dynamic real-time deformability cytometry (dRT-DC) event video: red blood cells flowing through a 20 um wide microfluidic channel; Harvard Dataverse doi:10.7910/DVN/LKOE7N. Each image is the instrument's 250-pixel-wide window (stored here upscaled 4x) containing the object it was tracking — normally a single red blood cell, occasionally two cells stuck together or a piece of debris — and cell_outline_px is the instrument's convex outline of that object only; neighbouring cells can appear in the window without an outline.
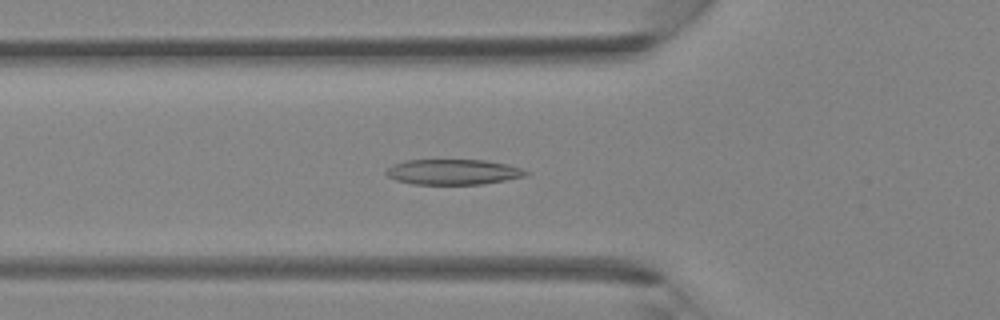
{"species": "Egyptian fruit bat (a non-hibernating species)", "species_latin": "Rousettus aegyptiacus", "temperature_condition": "room temperature", "stored_images_in_passage": 28, "camera_frame_rate_fps": 3000, "um_per_image_px": 0.085, "animal": {"sex": "female"}, "frame": {"image": 1, "passage_image": 2, "time_ms": 0.333, "image_size_px": [1000, 320], "cell_outline_px": [[532, 172], [524, 176], [484, 184], [412, 184], [396, 180], [388, 176], [384, 172], [388, 168], [396, 164], [408, 160], [484, 160], [508, 164]], "centroid_in_image_um": [38.54, 14.62], "position_along_channel_um": 87.3, "area_um2": 20.52}}
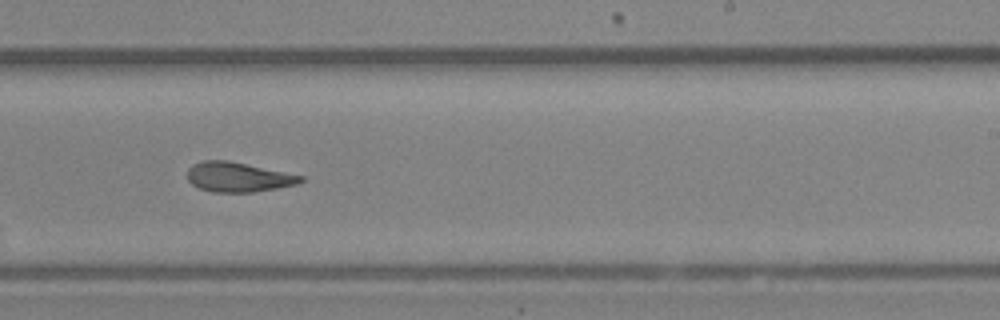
{"frame": {"image": 2, "passage_image": 13, "time_ms": 4.0, "image_size_px": [1000, 320], "cell_outline_px": [[304, 180], [296, 184], [276, 188], [252, 192], [212, 192], [200, 188], [192, 184], [188, 180], [188, 168], [192, 164], [200, 160], [228, 160], [304, 176]], "centroid_in_image_um": [20.21, 15.04], "position_along_channel_um": 268.8, "area_um2": 19.54}}
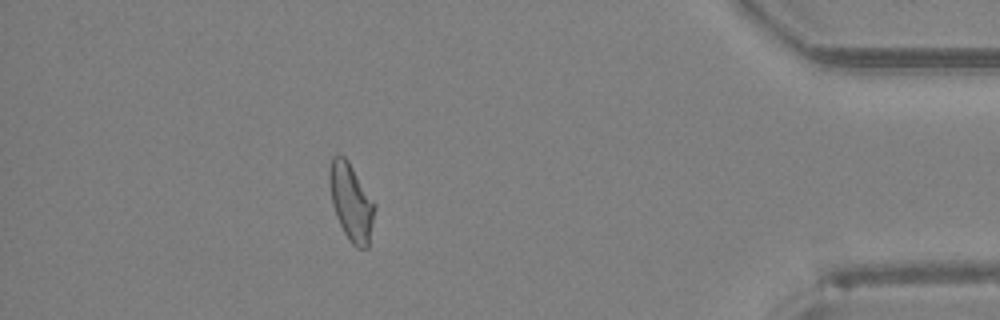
{"frame": {"image": 3, "passage_image": 24, "time_ms": 7.667, "image_size_px": [1000, 320], "cell_outline_px": [[376, 208], [368, 248], [356, 248], [348, 240], [336, 216], [332, 204], [328, 180], [328, 172], [332, 156], [340, 152], [348, 160], [376, 204]], "centroid_in_image_um": [29.84, 17.15], "position_along_channel_um": 405.4, "area_um2": 20.69}}